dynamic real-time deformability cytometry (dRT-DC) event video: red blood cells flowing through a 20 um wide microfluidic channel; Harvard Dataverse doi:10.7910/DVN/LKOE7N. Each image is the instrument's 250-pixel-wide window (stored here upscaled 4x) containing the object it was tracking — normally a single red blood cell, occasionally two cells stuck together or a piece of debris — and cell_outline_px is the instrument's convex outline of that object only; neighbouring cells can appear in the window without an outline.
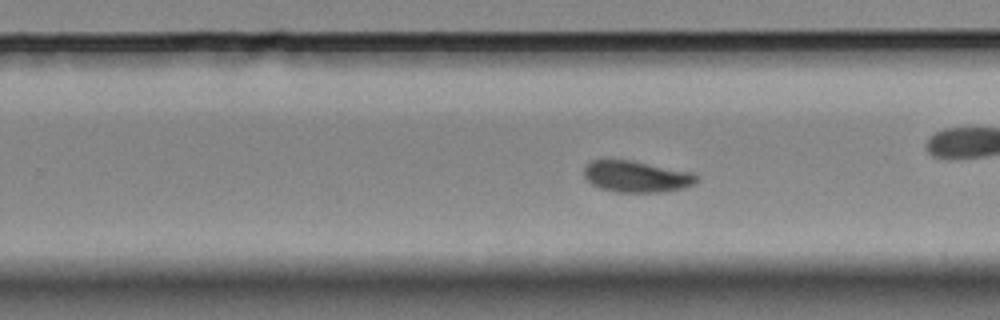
{"species": "Egyptian fruit bat (a non-hibernating species)", "species_latin": "Rousettus aegyptiacus", "temperature_condition": "room temperature", "stored_images_in_passage": 53, "camera_frame_rate_fps": 3000, "um_per_image_px": 0.085, "animal": {"sex": "female"}, "frame": {"image": 1, "passage_image": 31, "time_ms": 10.0, "image_size_px": [1000, 320], "cell_outline_px": [[696, 184], [684, 188], [664, 192], [616, 192], [600, 188], [592, 184], [584, 176], [584, 168], [592, 160], [632, 160], [692, 172], [696, 176]], "centroid_in_image_um": [54.11, 15.01], "position_along_channel_um": 275.7, "area_um2": 20.58}}
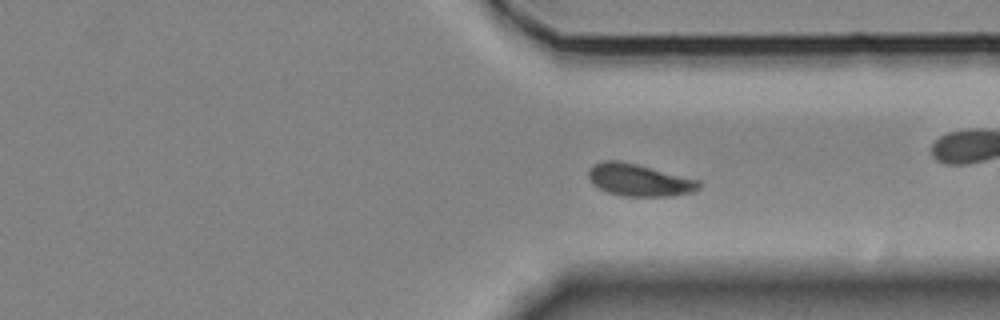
{"frame": {"image": 2, "passage_image": 38, "time_ms": 12.333, "image_size_px": [1000, 320], "cell_outline_px": [[700, 188], [692, 192], [672, 196], [624, 196], [608, 192], [592, 184], [588, 176], [588, 172], [596, 164], [604, 160], [620, 160], [700, 180]], "centroid_in_image_um": [54.34, 15.31], "position_along_channel_um": 357.1, "area_um2": 20.52}, "authors_computed_cell_mechanics": {"area_um2": 20.4612, "velocity_mm_per_s": 3.4666, "shape_relaxation_time_tau1_ms": 2.8782, "shape_relaxation_time_tau2_ms": 1.717, "deformation_change_tau1": 0.1192, "deformation_change_tau2": 0.051}}